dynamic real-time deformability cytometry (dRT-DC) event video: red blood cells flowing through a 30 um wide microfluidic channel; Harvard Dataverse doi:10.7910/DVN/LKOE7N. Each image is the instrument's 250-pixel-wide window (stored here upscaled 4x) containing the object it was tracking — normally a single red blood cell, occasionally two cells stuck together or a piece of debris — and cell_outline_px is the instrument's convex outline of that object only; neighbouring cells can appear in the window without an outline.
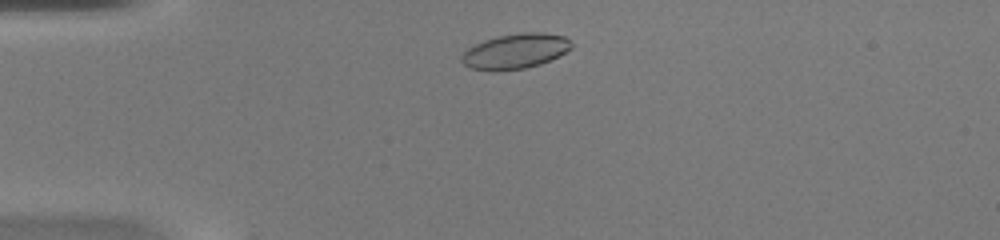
{"species": "common noctule bat (a hibernating species)", "species_latin": "Nyctalus noctula", "temperature_condition": "warm", "stored_images_in_passage": 41, "camera_frame_rate_fps": 3000, "um_per_image_px": 0.085, "animal": {"sex": "female", "body_mass_g": 20.0, "forearm_length_mm": 54.0}, "frame": {"image": 1, "passage_image": 4, "time_ms": 1.0, "image_size_px": [1000, 240], "cell_outline_px": [[572, 48], [560, 56], [552, 60], [540, 64], [524, 68], [496, 72], [472, 68], [464, 64], [460, 60], [460, 56], [468, 48], [484, 40], [496, 36], [520, 32], [544, 32], [564, 36], [572, 44]], "centroid_in_image_um": [43.81, 4.35], "position_along_channel_um": 41.2, "area_um2": 22.72}}
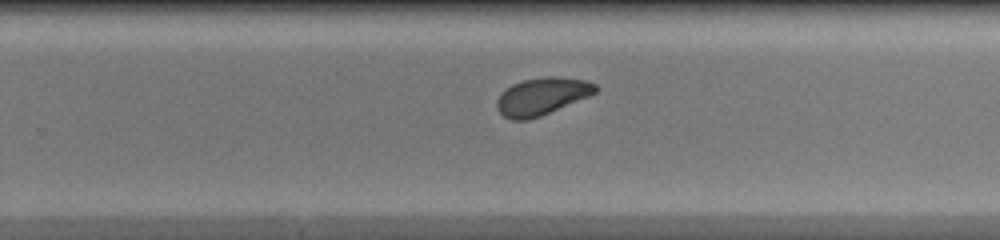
{"frame": {"image": 2, "passage_image": 24, "time_ms": 7.667, "image_size_px": [1000, 240], "cell_outline_px": [[596, 92], [588, 96], [540, 116], [528, 120], [512, 120], [504, 116], [496, 108], [496, 100], [500, 92], [512, 84], [524, 80], [548, 76], [556, 76], [584, 80], [596, 84]], "centroid_in_image_um": [46.0, 8.19], "position_along_channel_um": 283.8, "area_um2": 21.27}}
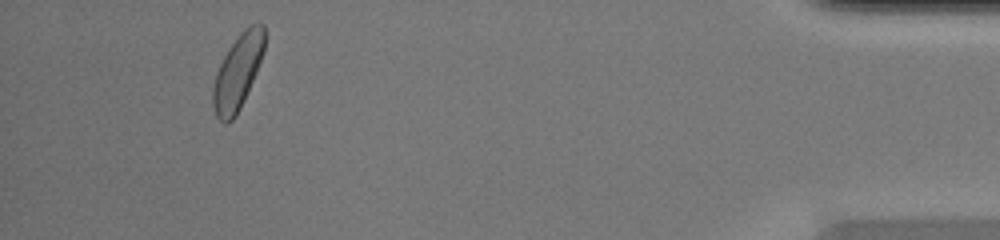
{"frame": {"image": 3, "passage_image": 38, "time_ms": 12.333, "image_size_px": [1000, 240], "cell_outline_px": [[264, 52], [256, 72], [244, 100], [236, 116], [228, 124], [224, 124], [216, 116], [212, 104], [212, 88], [216, 72], [228, 48], [240, 32], [244, 28], [252, 24], [264, 24]], "centroid_in_image_um": [20.18, 6.14], "position_along_channel_um": 415.0, "area_um2": 22.48}, "authors_computed_cell_mechanics": {"area_um2": 21.964, "velocity_mm_per_s": 4.1579, "shape_relaxation_time_tau1_ms": 3.066, "shape_relaxation_time_tau2_ms": 3.021, "deformation_change_tau1": 0.1112, "deformation_change_tau2": 0.0803}}